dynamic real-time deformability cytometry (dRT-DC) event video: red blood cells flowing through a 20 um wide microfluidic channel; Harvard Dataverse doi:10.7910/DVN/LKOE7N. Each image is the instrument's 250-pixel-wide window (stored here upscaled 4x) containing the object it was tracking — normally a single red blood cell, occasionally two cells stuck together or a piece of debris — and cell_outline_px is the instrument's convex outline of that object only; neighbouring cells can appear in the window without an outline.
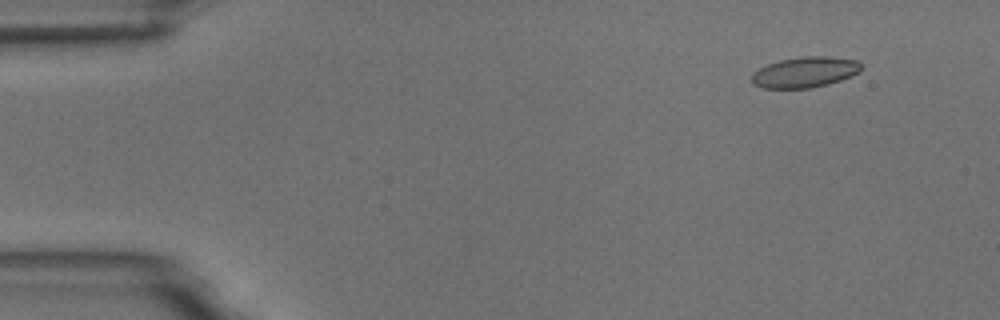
{"species": "common noctule bat (a hibernating species)", "species_latin": "Nyctalus noctula", "temperature_condition": "room temperature", "stored_images_in_passage": 5, "camera_frame_rate_fps": 3000, "um_per_image_px": 0.085, "animal": {"sex": "male", "body_mass_g": 18.8}, "frame": {"image": 1, "passage_image": 2, "time_ms": 1.333, "image_size_px": [1000, 320], "cell_outline_px": [[860, 72], [852, 76], [828, 84], [812, 88], [764, 88], [752, 84], [752, 72], [768, 64], [780, 60], [800, 56], [828, 56], [856, 60], [860, 64]], "centroid_in_image_um": [68.41, 6.13], "position_along_channel_um": 16.6, "area_um2": 19.59}}
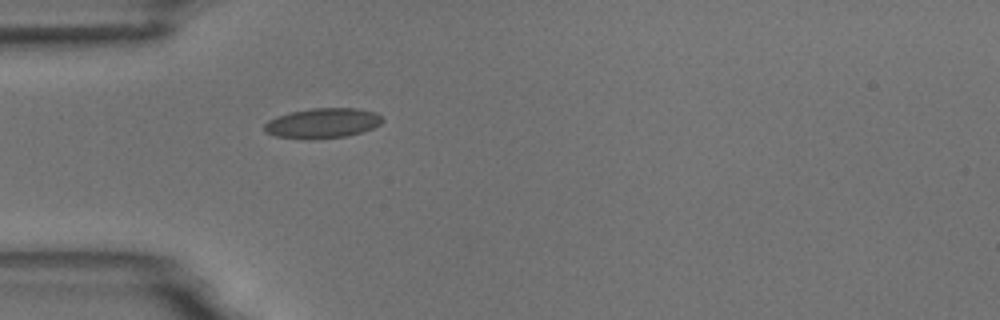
{"frame": {"image": 2, "passage_image": 5, "time_ms": 5.0, "image_size_px": [1000, 320], "cell_outline_px": [[384, 120], [380, 124], [372, 128], [360, 132], [344, 136], [308, 140], [276, 136], [264, 132], [264, 124], [268, 120], [276, 116], [288, 112], [312, 108], [356, 108], [376, 112]], "centroid_in_image_um": [27.37, 10.46], "position_along_channel_um": 57.6, "area_um2": 20.75}}